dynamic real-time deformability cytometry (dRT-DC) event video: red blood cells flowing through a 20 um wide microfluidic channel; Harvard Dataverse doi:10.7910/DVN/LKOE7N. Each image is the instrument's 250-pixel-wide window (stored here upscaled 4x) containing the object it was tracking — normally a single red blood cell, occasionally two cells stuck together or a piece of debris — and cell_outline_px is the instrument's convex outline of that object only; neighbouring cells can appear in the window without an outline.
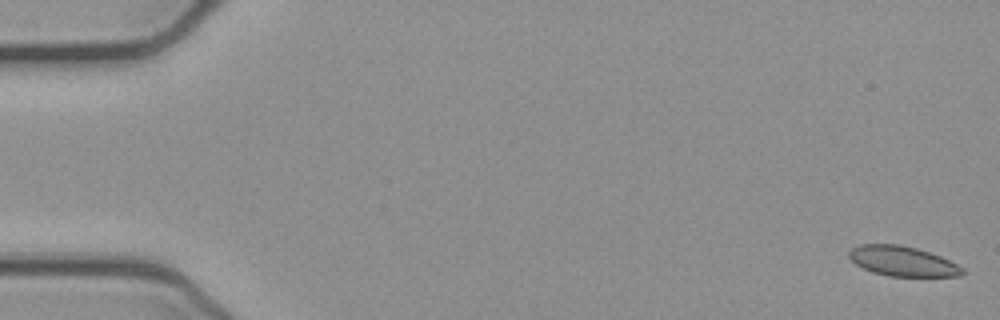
{"species": "common noctule bat (a hibernating species)", "species_latin": "Nyctalus noctula", "temperature_condition": "cold", "stored_images_in_passage": 53, "camera_frame_rate_fps": 3000, "um_per_image_px": 0.085, "animal": {"sex": "female", "body_mass_g": 21.9}, "frame": {"image": 1, "passage_image": 1, "time_ms": 0.0, "image_size_px": [1000, 320], "cell_outline_px": [[964, 272], [960, 276], [888, 276], [872, 272], [856, 264], [848, 256], [848, 252], [852, 248], [860, 244], [900, 244], [916, 248], [940, 256], [964, 268]], "centroid_in_image_um": [76.7, 22.2], "position_along_channel_um": 8.3, "area_um2": 19.65}}
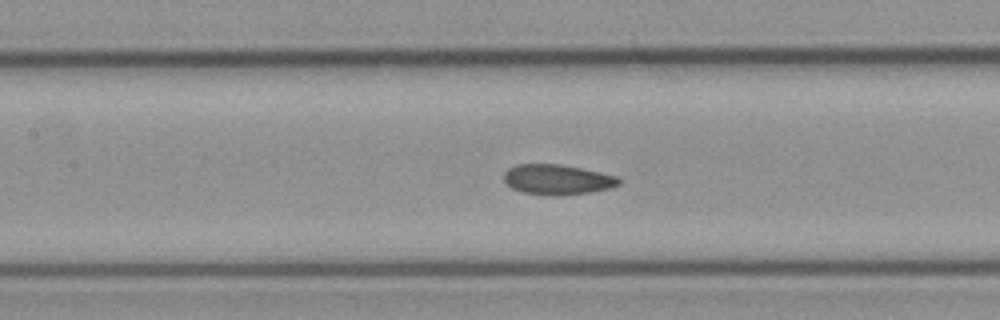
{"frame": {"image": 2, "passage_image": 24, "time_ms": 7.667, "image_size_px": [1000, 320], "cell_outline_px": [[620, 184], [608, 188], [592, 192], [520, 192], [512, 188], [504, 180], [504, 172], [508, 168], [516, 164], [560, 164], [580, 168], [616, 176], [620, 180]], "centroid_in_image_um": [47.34, 15.2], "position_along_channel_um": 160.1, "area_um2": 19.07}}
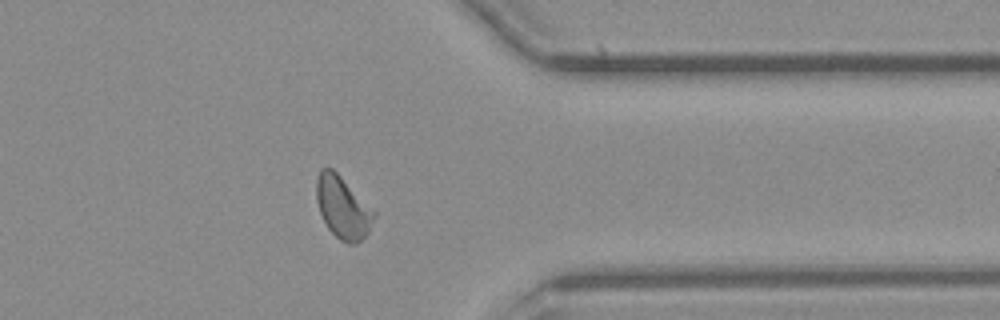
{"frame": {"image": 3, "passage_image": 42, "time_ms": 13.667, "image_size_px": [1000, 320], "cell_outline_px": [[376, 216], [368, 232], [356, 244], [348, 244], [340, 240], [328, 228], [320, 212], [316, 200], [316, 176], [320, 168], [332, 168], [376, 212]], "centroid_in_image_um": [29.12, 17.63], "position_along_channel_um": 382.3, "area_um2": 20.69}, "authors_computed_cell_mechanics": {"area_um2": 20.2878, "velocity_mm_per_s": 3.8729, "shape_relaxation_time_tau1_ms": 7.8915, "shape_relaxation_time_tau2_ms": 1.4687, "deformation_change_tau1": 0.1323, "deformation_change_tau2": 0.046}}